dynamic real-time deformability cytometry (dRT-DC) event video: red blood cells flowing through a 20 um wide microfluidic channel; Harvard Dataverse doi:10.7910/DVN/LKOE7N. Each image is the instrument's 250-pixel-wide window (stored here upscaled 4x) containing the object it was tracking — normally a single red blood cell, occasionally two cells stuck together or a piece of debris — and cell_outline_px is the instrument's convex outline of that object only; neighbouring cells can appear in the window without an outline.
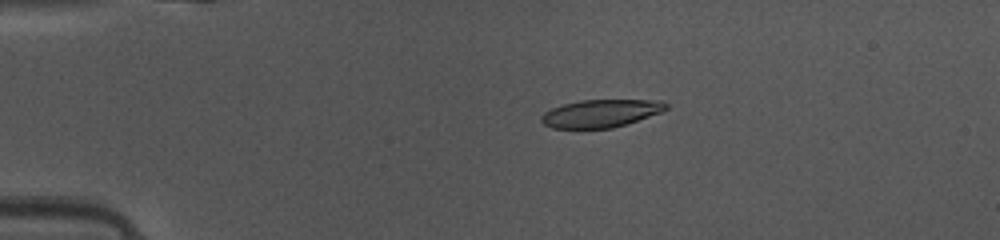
{"species": "common noctule bat (a hibernating species)", "species_latin": "Nyctalus noctula", "temperature_condition": "warm", "stored_images_in_passage": 43, "camera_frame_rate_fps": 3000, "um_per_image_px": 0.085, "animal": {"sex": "female", "body_mass_g": 10.0, "forearm_length_mm": 53.1}, "frame": {"image": 1, "passage_image": 5, "time_ms": 1.333, "image_size_px": [1000, 240], "cell_outline_px": [[668, 108], [660, 112], [628, 124], [612, 128], [552, 128], [544, 124], [540, 120], [540, 116], [544, 112], [552, 108], [564, 104], [580, 100], [660, 100], [668, 104]], "centroid_in_image_um": [51.06, 9.64], "position_along_channel_um": 33.9, "area_um2": 20.17}}
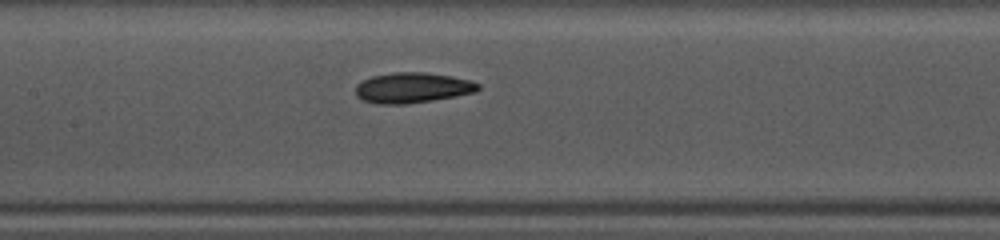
{"frame": {"image": 2, "passage_image": 18, "time_ms": 5.667, "image_size_px": [1000, 240], "cell_outline_px": [[480, 88], [476, 92], [456, 96], [432, 100], [404, 104], [380, 104], [364, 100], [356, 96], [356, 84], [360, 80], [372, 76], [396, 72], [424, 72], [452, 76], [472, 80], [480, 84]], "centroid_in_image_um": [35.07, 7.45], "position_along_channel_um": 172.3, "area_um2": 21.79}}
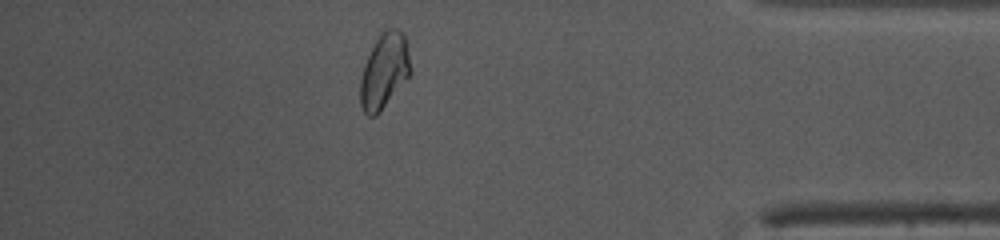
{"frame": {"image": 3, "passage_image": 37, "time_ms": 12.0, "image_size_px": [1000, 240], "cell_outline_px": [[412, 72], [380, 112], [376, 116], [368, 116], [364, 112], [360, 104], [360, 80], [364, 64], [380, 32], [388, 28], [396, 28], [404, 32], [412, 68]], "centroid_in_image_um": [32.67, 6.02], "position_along_channel_um": 402.5, "area_um2": 22.08}, "authors_computed_cell_mechanics": {"area_um2": 21.2126, "velocity_mm_per_s": 4.1346, "shape_relaxation_time_tau1_ms": 4.3091, "shape_relaxation_time_tau2_ms": 3.6349, "deformation_change_tau1": 0.1214, "deformation_change_tau2": 0.0794}}